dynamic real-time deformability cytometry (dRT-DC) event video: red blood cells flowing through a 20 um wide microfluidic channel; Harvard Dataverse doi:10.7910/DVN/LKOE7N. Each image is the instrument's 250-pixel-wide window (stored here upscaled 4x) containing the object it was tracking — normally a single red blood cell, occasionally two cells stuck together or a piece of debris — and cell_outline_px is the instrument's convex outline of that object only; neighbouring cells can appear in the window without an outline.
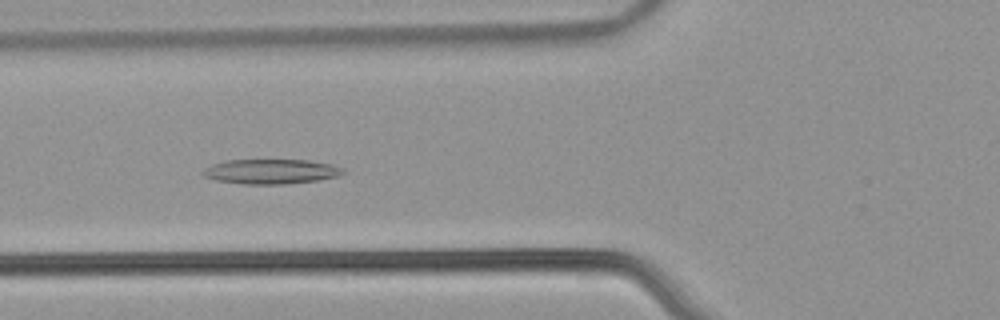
{"species": "common noctule bat (a hibernating species)", "species_latin": "Nyctalus noctula", "temperature_condition": "warm", "stored_images_in_passage": 54, "camera_frame_rate_fps": 3000, "um_per_image_px": 0.085, "animal": {"sex": "male", "body_mass_g": 21.5, "forearm_length_mm": 52.0}, "frame": {"image": 1, "passage_image": 21, "time_ms": 6.667, "image_size_px": [1000, 320], "cell_outline_px": [[348, 172], [336, 176], [320, 180], [284, 184], [240, 184], [216, 180], [200, 176], [200, 172], [204, 168], [212, 164], [224, 160], [308, 160], [332, 164], [344, 168]], "centroid_in_image_um": [23.0, 14.58], "position_along_channel_um": 102.8, "area_um2": 20.58}}
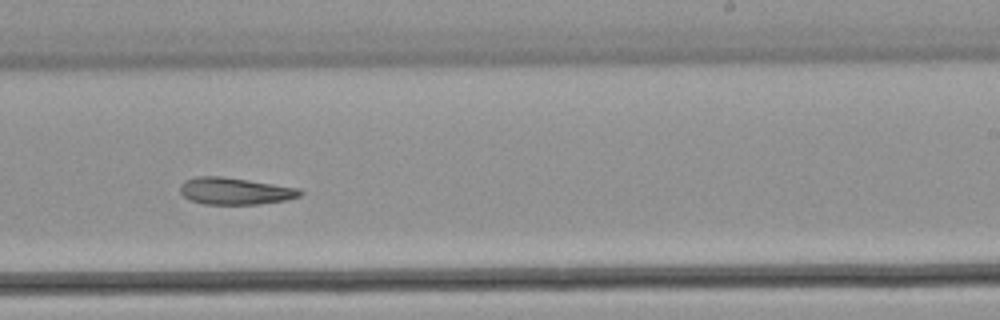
{"frame": {"image": 2, "passage_image": 34, "time_ms": 11.0, "image_size_px": [1000, 320], "cell_outline_px": [[304, 192], [300, 196], [288, 200], [260, 204], [204, 204], [192, 200], [184, 196], [180, 192], [180, 184], [184, 180], [196, 176], [220, 176], [248, 180], [300, 188]], "centroid_in_image_um": [20.0, 16.24], "position_along_channel_um": 269.0, "area_um2": 18.9}}
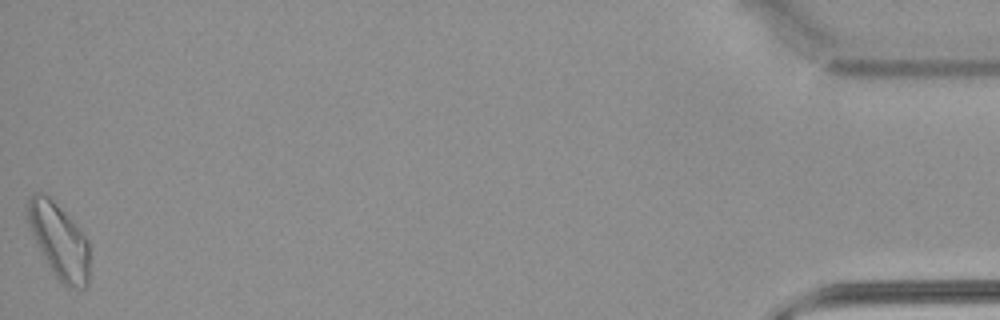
{"frame": {"image": 3, "passage_image": 54, "time_ms": 17.667, "image_size_px": [1000, 320], "cell_outline_px": [[88, 284], [84, 288], [68, 288], [52, 272], [24, 216], [28, 200], [32, 192], [40, 192], [48, 196], [56, 204], [88, 240]], "centroid_in_image_um": [4.99, 20.46], "position_along_channel_um": 430.2, "area_um2": 26.41}}